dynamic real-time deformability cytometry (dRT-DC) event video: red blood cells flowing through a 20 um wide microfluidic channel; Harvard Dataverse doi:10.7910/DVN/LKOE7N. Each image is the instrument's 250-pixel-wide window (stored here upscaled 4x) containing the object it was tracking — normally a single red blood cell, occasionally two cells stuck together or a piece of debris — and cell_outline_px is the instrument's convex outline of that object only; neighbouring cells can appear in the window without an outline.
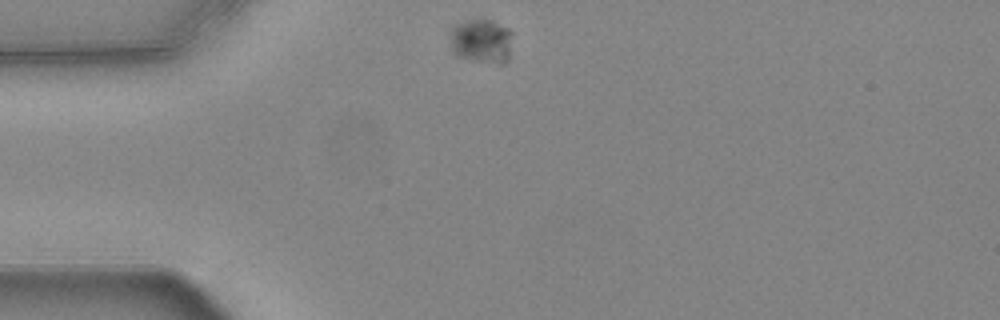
{"species": "common noctule bat (a hibernating species)", "species_latin": "Nyctalus noctula", "temperature_condition": "warm", "stored_images_in_passage": 46, "camera_frame_rate_fps": 3000, "um_per_image_px": 0.085, "animal": {"sex": "female", "body_mass_g": 24.6, "forearm_length_mm": 56.2}, "frame": {"image": 1, "passage_image": 1, "time_ms": 0.0, "image_size_px": [1000, 320], "cell_outline_px": [[512, 32], [508, 60], [504, 64], [496, 64], [456, 56], [452, 52], [452, 28], [456, 24], [468, 20], [492, 20], [508, 28]], "centroid_in_image_um": [40.96, 3.5], "position_along_channel_um": 44.0, "area_um2": 15.95}}
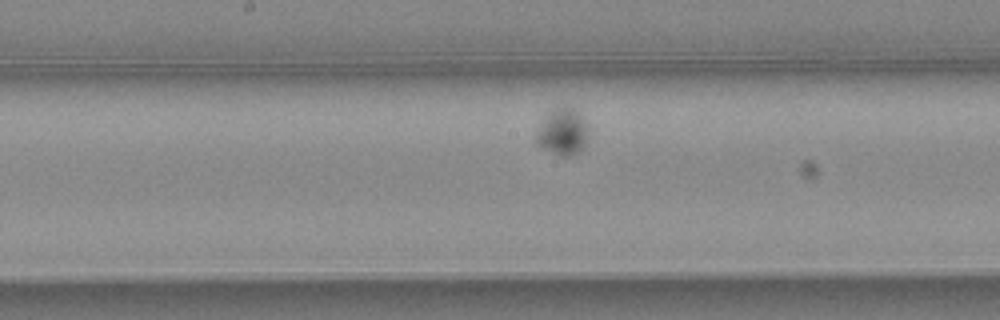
{"frame": {"image": 2, "passage_image": 17, "time_ms": 5.333, "image_size_px": [1000, 320], "cell_outline_px": [[588, 136], [584, 144], [576, 152], [568, 156], [560, 156], [536, 144], [536, 132], [540, 124], [556, 108], [572, 108], [580, 112], [584, 116], [588, 124]], "centroid_in_image_um": [47.85, 11.21], "position_along_channel_um": 200.3, "area_um2": 13.81}}
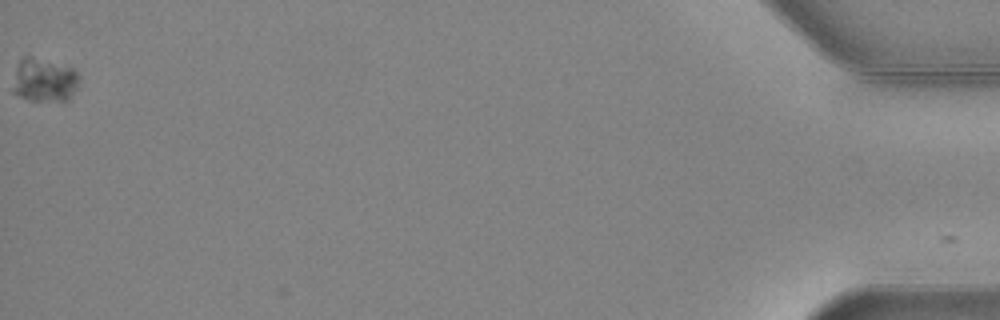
{"frame": {"image": 3, "passage_image": 46, "time_ms": 15.0, "image_size_px": [1000, 320], "cell_outline_px": [[76, 88], [72, 96], [68, 100], [32, 100], [20, 96], [12, 92], [12, 88], [16, 68], [20, 60], [24, 56], [32, 56], [72, 68], [76, 72]], "centroid_in_image_um": [3.71, 6.8], "position_along_channel_um": 431.5, "area_um2": 16.47}, "authors_computed_cell_mechanics": {"area_um2": 16.2996, "velocity_mm_per_s": 3.4143, "shape_relaxation_time_tau1_ms": 0.9894, "shape_relaxation_time_tau2_ms": null, "deformation_change_tau1": 0.0881, "deformation_change_tau2": null}}